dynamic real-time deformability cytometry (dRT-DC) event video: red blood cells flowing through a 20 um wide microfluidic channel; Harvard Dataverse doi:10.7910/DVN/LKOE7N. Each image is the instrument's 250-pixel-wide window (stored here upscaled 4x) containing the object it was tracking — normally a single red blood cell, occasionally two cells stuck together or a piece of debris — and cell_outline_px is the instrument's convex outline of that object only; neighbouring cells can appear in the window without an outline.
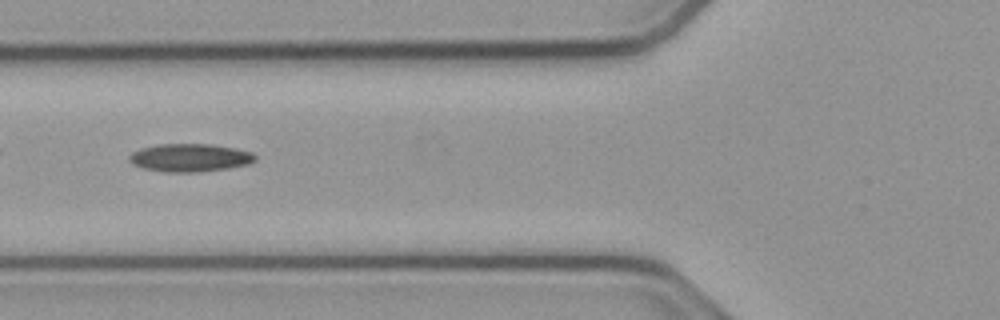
{"species": "common noctule bat (a hibernating species)", "species_latin": "Nyctalus noctula", "temperature_condition": "cold", "stored_images_in_passage": 37, "camera_frame_rate_fps": 3000, "um_per_image_px": 0.085, "animal": {"sex": "male", "body_mass_g": 23.1, "forearm_length_mm": 52.7}, "frame": {"image": 1, "passage_image": 6, "time_ms": 1.667, "image_size_px": [1000, 320], "cell_outline_px": [[256, 160], [248, 164], [228, 168], [200, 172], [164, 172], [144, 168], [132, 164], [128, 160], [128, 156], [132, 152], [140, 148], [160, 144], [208, 144], [236, 148], [252, 152], [256, 156]], "centroid_in_image_um": [16.13, 13.4], "position_along_channel_um": 109.7, "area_um2": 20.63}}
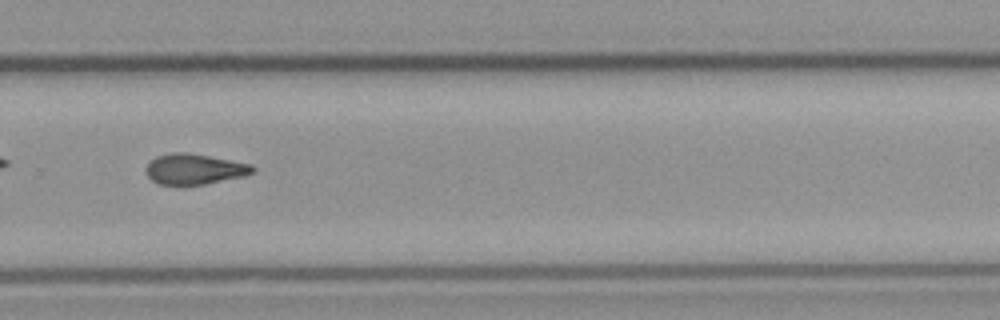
{"frame": {"image": 2, "passage_image": 22, "time_ms": 7.0, "image_size_px": [1000, 320], "cell_outline_px": [[256, 168], [252, 172], [244, 176], [204, 184], [180, 188], [160, 184], [152, 180], [144, 172], [144, 168], [156, 156], [172, 152], [184, 152], [208, 156], [252, 164]], "centroid_in_image_um": [16.47, 14.41], "position_along_channel_um": 313.3, "area_um2": 19.42}}